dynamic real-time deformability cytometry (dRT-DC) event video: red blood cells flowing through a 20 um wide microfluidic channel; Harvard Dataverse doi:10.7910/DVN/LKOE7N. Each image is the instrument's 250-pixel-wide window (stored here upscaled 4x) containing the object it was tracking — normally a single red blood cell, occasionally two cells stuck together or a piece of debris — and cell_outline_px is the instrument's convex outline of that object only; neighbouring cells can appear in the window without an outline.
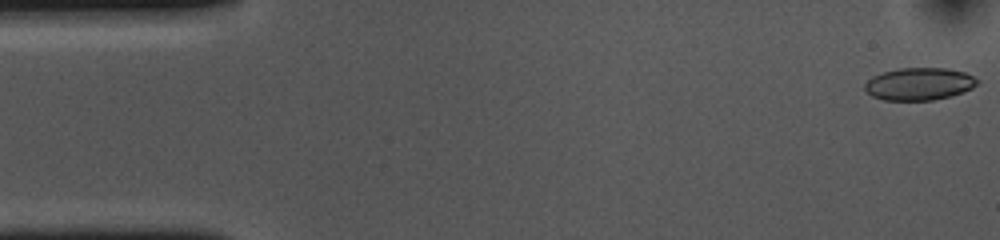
{"species": "common noctule bat (a hibernating species)", "species_latin": "Nyctalus noctula", "temperature_condition": "cold", "stored_images_in_passage": 53, "camera_frame_rate_fps": 3000, "um_per_image_px": 0.085, "animal": {"sex": "female", "body_mass_g": 10.0, "forearm_length_mm": 53.1}, "frame": {"image": 1, "passage_image": 1, "time_ms": 0.0, "image_size_px": [1000, 240], "cell_outline_px": [[980, 80], [972, 88], [952, 96], [932, 100], [884, 100], [872, 96], [864, 88], [864, 84], [872, 76], [884, 72], [900, 68], [948, 68], [964, 72]], "centroid_in_image_um": [78.13, 7.13], "position_along_channel_um": 6.9, "area_um2": 21.21}}
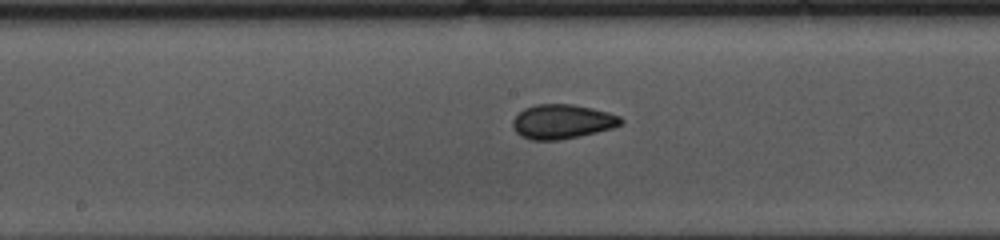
{"frame": {"image": 2, "passage_image": 26, "time_ms": 8.333, "image_size_px": [1000, 240], "cell_outline_px": [[624, 120], [620, 124], [612, 128], [580, 136], [560, 140], [528, 140], [520, 136], [512, 128], [512, 120], [524, 108], [536, 104], [572, 104], [592, 108], [608, 112], [620, 116]], "centroid_in_image_um": [47.76, 10.34], "position_along_channel_um": 200.4, "area_um2": 21.79}}
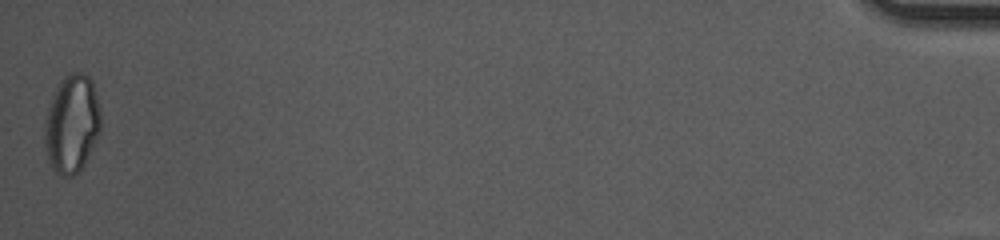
{"frame": {"image": 3, "passage_image": 53, "time_ms": 17.333, "image_size_px": [1000, 240], "cell_outline_px": [[100, 132], [80, 172], [72, 176], [64, 176], [56, 172], [52, 168], [48, 160], [44, 148], [44, 124], [48, 108], [56, 88], [60, 80], [68, 72], [84, 72], [92, 80], [100, 112]], "centroid_in_image_um": [6.09, 10.53], "position_along_channel_um": 429.1, "area_um2": 32.25}, "authors_computed_cell_mechanics": {"area_um2": 21.7906, "velocity_mm_per_s": 3.6742, "shape_relaxation_time_tau1_ms": 7.9563, "shape_relaxation_time_tau2_ms": 0.9913, "deformation_change_tau1": 0.1212, "deformation_change_tau2": 0.0457}}